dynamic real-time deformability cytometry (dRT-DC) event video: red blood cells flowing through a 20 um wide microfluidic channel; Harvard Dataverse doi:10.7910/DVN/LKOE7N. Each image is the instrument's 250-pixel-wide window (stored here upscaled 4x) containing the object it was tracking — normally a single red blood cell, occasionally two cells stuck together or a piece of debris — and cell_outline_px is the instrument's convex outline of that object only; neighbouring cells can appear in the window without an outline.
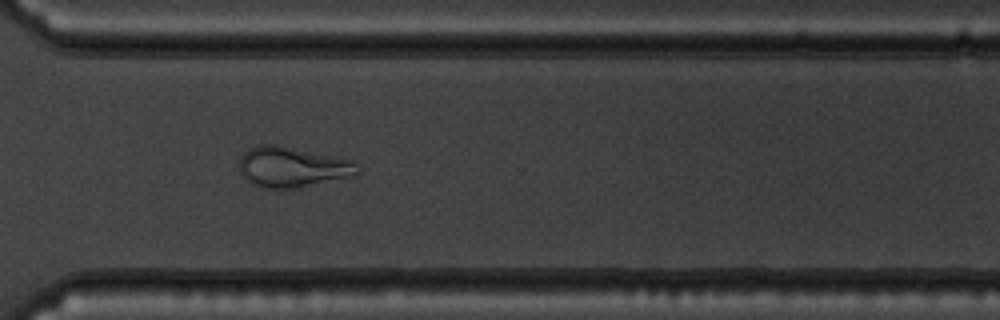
{"species": "common noctule bat (a hibernating species)", "species_latin": "Nyctalus noctula", "temperature_condition": "warm", "stored_images_in_passage": 49, "camera_frame_rate_fps": 3000, "um_per_image_px": 0.085, "animal": {"sex": "male", "body_mass_g": 19.5, "forearm_length_mm": 54.6}, "frame": {"image": 1, "passage_image": 35, "time_ms": 11.333, "image_size_px": [1000, 320], "cell_outline_px": [[360, 172], [356, 176], [292, 188], [264, 188], [252, 184], [240, 172], [240, 156], [248, 148], [260, 144], [280, 144], [356, 160], [360, 168]], "centroid_in_image_um": [24.91, 14.16], "position_along_channel_um": 345.7, "area_um2": 28.32}}
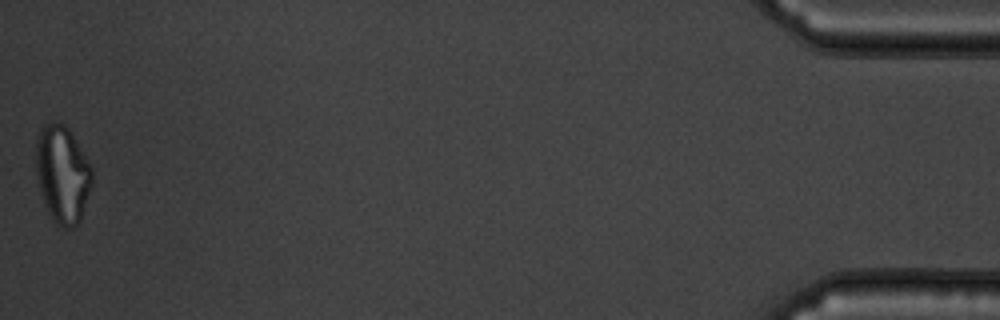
{"frame": {"image": 2, "passage_image": 49, "time_ms": 16.0, "image_size_px": [1000, 320], "cell_outline_px": [[92, 184], [80, 220], [72, 228], [64, 228], [56, 224], [52, 220], [44, 204], [36, 172], [36, 136], [40, 128], [44, 124], [64, 124], [68, 128], [88, 160], [92, 168]], "centroid_in_image_um": [5.3, 14.82], "position_along_channel_um": 429.9, "area_um2": 31.67}, "authors_computed_cell_mechanics": {"area_um2": 29.5936, "velocity_mm_per_s": 3.7448, "shape_relaxation_time_tau1_ms": null, "shape_relaxation_time_tau2_ms": 1.2382, "deformation_change_tau1": null, "deformation_change_tau2": 0.1034}}